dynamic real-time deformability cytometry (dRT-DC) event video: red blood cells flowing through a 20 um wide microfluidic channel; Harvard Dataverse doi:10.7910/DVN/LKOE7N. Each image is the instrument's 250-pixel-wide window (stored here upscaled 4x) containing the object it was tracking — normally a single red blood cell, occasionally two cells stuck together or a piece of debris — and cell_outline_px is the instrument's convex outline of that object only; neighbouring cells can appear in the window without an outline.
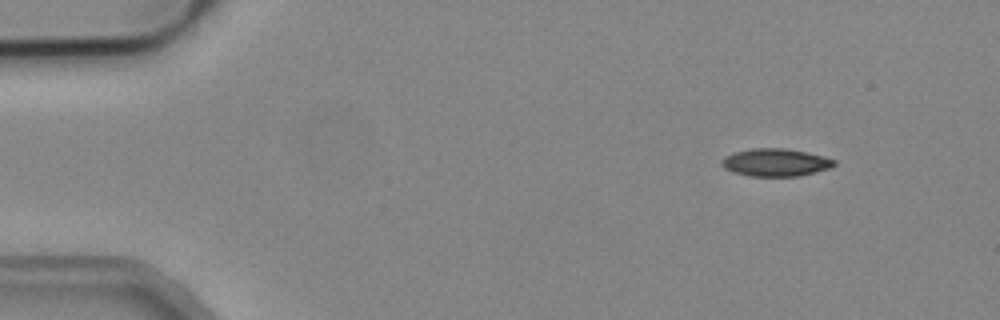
{"species": "common noctule bat (a hibernating species)", "species_latin": "Nyctalus noctula", "temperature_condition": "cold", "stored_images_in_passage": 3, "camera_frame_rate_fps": 3000, "um_per_image_px": 0.085, "animal": {"sex": "male", "body_mass_g": 19.2, "forearm_length_mm": 51.8}, "frame": {"image": 1, "passage_image": 1, "time_ms": 0.0, "image_size_px": [1000, 320], "cell_outline_px": [[836, 164], [832, 168], [800, 176], [748, 176], [732, 172], [724, 168], [720, 164], [720, 160], [724, 156], [736, 152], [752, 148], [784, 148], [824, 156], [836, 160]], "centroid_in_image_um": [65.91, 13.81], "position_along_channel_um": 19.1, "area_um2": 18.32}}
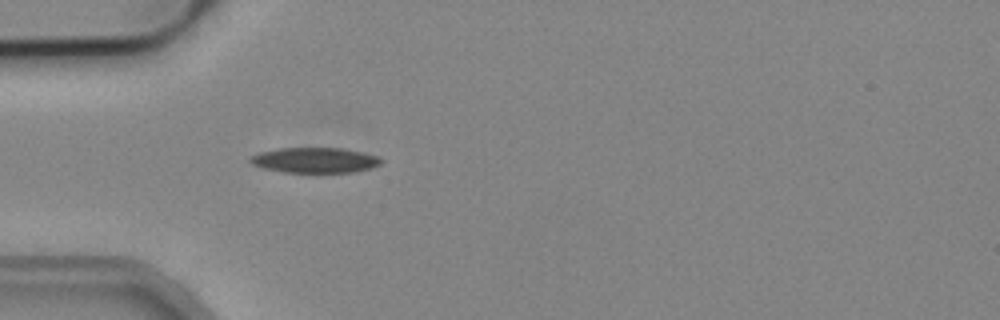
{"frame": {"image": 2, "passage_image": 3, "time_ms": 0.667, "image_size_px": [1000, 320], "cell_outline_px": [[384, 160], [380, 164], [372, 168], [352, 172], [284, 172], [264, 168], [252, 164], [248, 160], [252, 156], [260, 152], [280, 148], [340, 148], [380, 156]], "centroid_in_image_um": [26.79, 13.61], "position_along_channel_um": 58.2, "area_um2": 19.19}}